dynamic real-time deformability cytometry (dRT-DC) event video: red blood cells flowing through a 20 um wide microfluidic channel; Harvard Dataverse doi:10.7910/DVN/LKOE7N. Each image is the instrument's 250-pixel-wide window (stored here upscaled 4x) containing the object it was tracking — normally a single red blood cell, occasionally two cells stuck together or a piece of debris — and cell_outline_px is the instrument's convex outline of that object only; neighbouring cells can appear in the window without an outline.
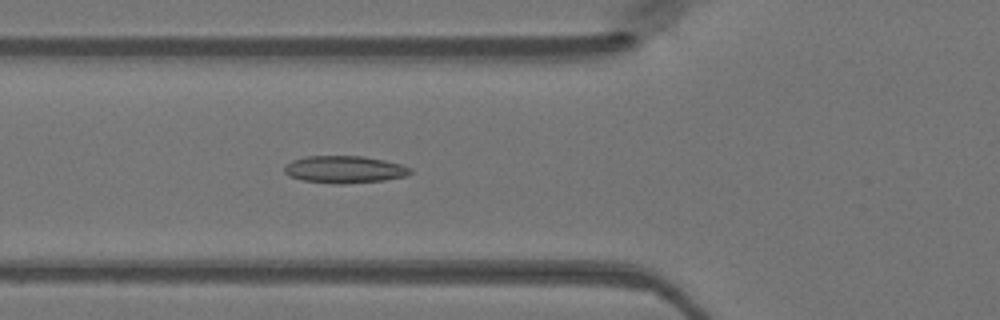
{"species": "Egyptian fruit bat (a non-hibernating species)", "species_latin": "Rousettus aegyptiacus", "temperature_condition": "warm", "stored_images_in_passage": 20, "camera_frame_rate_fps": 3000, "um_per_image_px": 0.085, "animal": {"sex": "female"}, "frame": {"image": 1, "passage_image": 11, "time_ms": 3.333, "image_size_px": [1000, 320], "cell_outline_px": [[412, 172], [408, 176], [384, 180], [344, 184], [336, 184], [300, 180], [288, 176], [284, 172], [284, 164], [292, 160], [304, 156], [364, 156], [384, 160], [400, 164], [412, 168]], "centroid_in_image_um": [29.26, 14.4], "position_along_channel_um": 96.5, "area_um2": 20.29}}
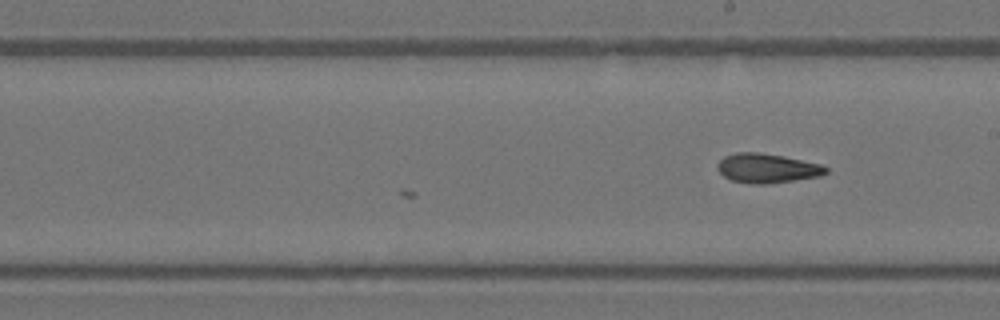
{"frame": {"image": 2, "passage_image": 20, "time_ms": 6.333, "image_size_px": [1000, 320], "cell_outline_px": [[828, 172], [820, 176], [764, 184], [752, 184], [732, 180], [724, 176], [720, 172], [720, 160], [724, 156], [736, 152], [756, 152], [784, 156], [820, 164], [828, 168]], "centroid_in_image_um": [65.23, 14.29], "position_along_channel_um": 223.8, "area_um2": 18.21}}